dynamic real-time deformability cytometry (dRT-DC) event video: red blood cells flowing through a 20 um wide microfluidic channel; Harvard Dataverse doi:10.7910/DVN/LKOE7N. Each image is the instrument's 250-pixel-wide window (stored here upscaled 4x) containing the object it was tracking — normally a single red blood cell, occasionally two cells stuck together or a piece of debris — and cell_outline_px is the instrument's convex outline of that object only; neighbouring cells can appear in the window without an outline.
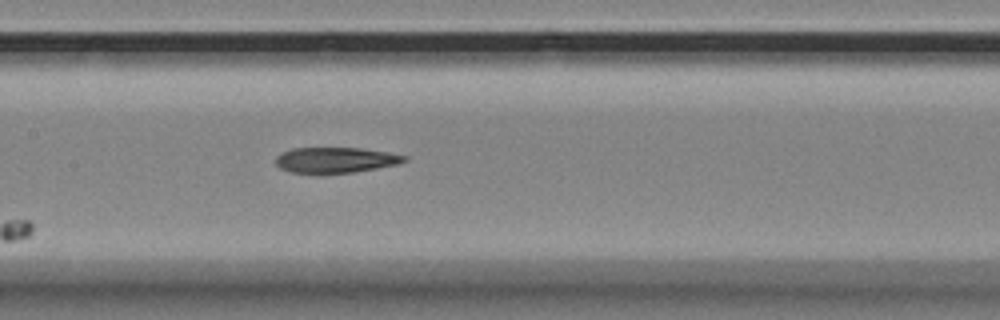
{"species": "Egyptian fruit bat (a non-hibernating species)", "species_latin": "Rousettus aegyptiacus", "temperature_condition": "room temperature", "stored_images_in_passage": 7, "camera_frame_rate_fps": 3000, "um_per_image_px": 0.085, "animal": {"sex": "female"}, "frame": {"image": 1, "passage_image": 7, "time_ms": 2.0, "image_size_px": [1000, 320], "cell_outline_px": [[408, 160], [400, 164], [352, 172], [316, 176], [292, 172], [280, 168], [276, 164], [276, 156], [292, 148], [360, 148], [388, 152], [408, 156]], "centroid_in_image_um": [28.52, 13.63], "position_along_channel_um": 178.9, "area_um2": 19.71}}